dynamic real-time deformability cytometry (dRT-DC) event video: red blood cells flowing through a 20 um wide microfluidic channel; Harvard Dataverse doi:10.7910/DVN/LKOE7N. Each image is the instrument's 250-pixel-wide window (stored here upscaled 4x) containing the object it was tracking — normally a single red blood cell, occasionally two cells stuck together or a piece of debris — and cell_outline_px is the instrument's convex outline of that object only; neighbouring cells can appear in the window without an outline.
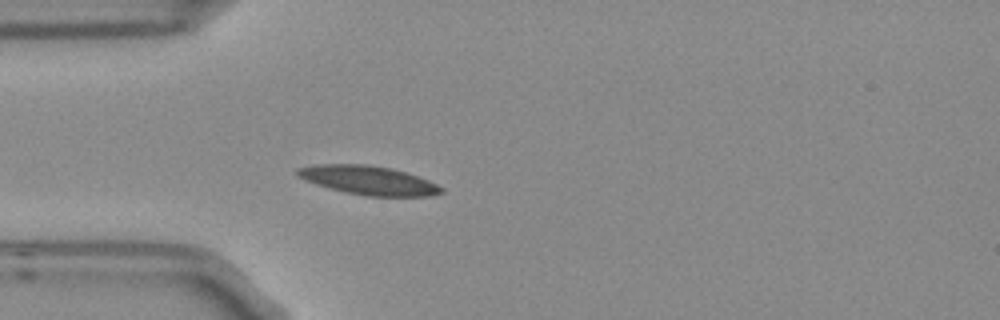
{"species": "Egyptian fruit bat (a non-hibernating species)", "species_latin": "Rousettus aegyptiacus", "temperature_condition": "room temperature", "stored_images_in_passage": 1, "camera_frame_rate_fps": 3000, "um_per_image_px": 0.085, "frame": {"image": 1, "passage_image": 1, "time_ms": 0.0, "image_size_px": [1000, 320], "cell_outline_px": [[444, 192], [428, 196], [368, 196], [344, 192], [328, 188], [304, 180], [296, 176], [296, 168], [316, 164], [368, 164], [392, 168], [428, 180], [444, 188]], "centroid_in_image_um": [31.28, 15.32], "position_along_channel_um": 53.7, "area_um2": 24.28}}